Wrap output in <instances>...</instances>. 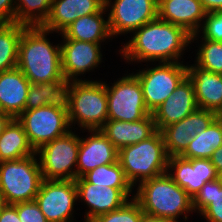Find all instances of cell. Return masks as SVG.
<instances>
[{
	"instance_id": "cell-1",
	"label": "cell",
	"mask_w": 222,
	"mask_h": 222,
	"mask_svg": "<svg viewBox=\"0 0 222 222\" xmlns=\"http://www.w3.org/2000/svg\"><path fill=\"white\" fill-rule=\"evenodd\" d=\"M133 35L119 50L127 62H180L186 46L192 44L191 34L184 28L159 18L135 30Z\"/></svg>"
},
{
	"instance_id": "cell-2",
	"label": "cell",
	"mask_w": 222,
	"mask_h": 222,
	"mask_svg": "<svg viewBox=\"0 0 222 222\" xmlns=\"http://www.w3.org/2000/svg\"><path fill=\"white\" fill-rule=\"evenodd\" d=\"M49 33L41 26L26 27L22 32L17 67L32 84L65 80L61 45H53Z\"/></svg>"
},
{
	"instance_id": "cell-3",
	"label": "cell",
	"mask_w": 222,
	"mask_h": 222,
	"mask_svg": "<svg viewBox=\"0 0 222 222\" xmlns=\"http://www.w3.org/2000/svg\"><path fill=\"white\" fill-rule=\"evenodd\" d=\"M133 198L145 214L155 217L177 221L184 215L187 220V213L194 211L192 198L167 173L139 183Z\"/></svg>"
},
{
	"instance_id": "cell-4",
	"label": "cell",
	"mask_w": 222,
	"mask_h": 222,
	"mask_svg": "<svg viewBox=\"0 0 222 222\" xmlns=\"http://www.w3.org/2000/svg\"><path fill=\"white\" fill-rule=\"evenodd\" d=\"M106 82L92 80L70 81L67 88L69 125L83 130H100L108 120Z\"/></svg>"
},
{
	"instance_id": "cell-5",
	"label": "cell",
	"mask_w": 222,
	"mask_h": 222,
	"mask_svg": "<svg viewBox=\"0 0 222 222\" xmlns=\"http://www.w3.org/2000/svg\"><path fill=\"white\" fill-rule=\"evenodd\" d=\"M168 159L169 156L159 130L149 138L118 151V161L126 179L133 187L137 185V182L141 183L166 173Z\"/></svg>"
},
{
	"instance_id": "cell-6",
	"label": "cell",
	"mask_w": 222,
	"mask_h": 222,
	"mask_svg": "<svg viewBox=\"0 0 222 222\" xmlns=\"http://www.w3.org/2000/svg\"><path fill=\"white\" fill-rule=\"evenodd\" d=\"M36 156L0 162V192L6 204L35 200L44 180Z\"/></svg>"
},
{
	"instance_id": "cell-7",
	"label": "cell",
	"mask_w": 222,
	"mask_h": 222,
	"mask_svg": "<svg viewBox=\"0 0 222 222\" xmlns=\"http://www.w3.org/2000/svg\"><path fill=\"white\" fill-rule=\"evenodd\" d=\"M17 120L22 124L28 141L35 151L42 145L66 135L69 125L67 106L45 105L24 110Z\"/></svg>"
},
{
	"instance_id": "cell-8",
	"label": "cell",
	"mask_w": 222,
	"mask_h": 222,
	"mask_svg": "<svg viewBox=\"0 0 222 222\" xmlns=\"http://www.w3.org/2000/svg\"><path fill=\"white\" fill-rule=\"evenodd\" d=\"M80 137L69 131L66 135L42 145L39 156L44 180H75Z\"/></svg>"
},
{
	"instance_id": "cell-9",
	"label": "cell",
	"mask_w": 222,
	"mask_h": 222,
	"mask_svg": "<svg viewBox=\"0 0 222 222\" xmlns=\"http://www.w3.org/2000/svg\"><path fill=\"white\" fill-rule=\"evenodd\" d=\"M142 87L147 109L153 113L187 76V65L182 62H160L134 74Z\"/></svg>"
},
{
	"instance_id": "cell-10",
	"label": "cell",
	"mask_w": 222,
	"mask_h": 222,
	"mask_svg": "<svg viewBox=\"0 0 222 222\" xmlns=\"http://www.w3.org/2000/svg\"><path fill=\"white\" fill-rule=\"evenodd\" d=\"M112 84H106L108 120L134 122L152 114L146 107L141 84L133 73Z\"/></svg>"
},
{
	"instance_id": "cell-11",
	"label": "cell",
	"mask_w": 222,
	"mask_h": 222,
	"mask_svg": "<svg viewBox=\"0 0 222 222\" xmlns=\"http://www.w3.org/2000/svg\"><path fill=\"white\" fill-rule=\"evenodd\" d=\"M105 0L112 36L133 33L158 18V0ZM111 7V8H110Z\"/></svg>"
},
{
	"instance_id": "cell-12",
	"label": "cell",
	"mask_w": 222,
	"mask_h": 222,
	"mask_svg": "<svg viewBox=\"0 0 222 222\" xmlns=\"http://www.w3.org/2000/svg\"><path fill=\"white\" fill-rule=\"evenodd\" d=\"M35 201L48 222L72 221L78 201L75 180H43Z\"/></svg>"
},
{
	"instance_id": "cell-13",
	"label": "cell",
	"mask_w": 222,
	"mask_h": 222,
	"mask_svg": "<svg viewBox=\"0 0 222 222\" xmlns=\"http://www.w3.org/2000/svg\"><path fill=\"white\" fill-rule=\"evenodd\" d=\"M77 197L81 198L89 207L85 213V222L95 217L117 210L123 206L130 197L133 188H112L87 182L83 177L75 179ZM83 200V201H82ZM91 209V210H90Z\"/></svg>"
},
{
	"instance_id": "cell-14",
	"label": "cell",
	"mask_w": 222,
	"mask_h": 222,
	"mask_svg": "<svg viewBox=\"0 0 222 222\" xmlns=\"http://www.w3.org/2000/svg\"><path fill=\"white\" fill-rule=\"evenodd\" d=\"M218 116L213 111L198 108L181 121L163 127L160 132L168 156H180L192 138L207 129Z\"/></svg>"
},
{
	"instance_id": "cell-15",
	"label": "cell",
	"mask_w": 222,
	"mask_h": 222,
	"mask_svg": "<svg viewBox=\"0 0 222 222\" xmlns=\"http://www.w3.org/2000/svg\"><path fill=\"white\" fill-rule=\"evenodd\" d=\"M166 173L192 199L206 182L218 179V172L210 159H186L181 156H171L168 159Z\"/></svg>"
},
{
	"instance_id": "cell-16",
	"label": "cell",
	"mask_w": 222,
	"mask_h": 222,
	"mask_svg": "<svg viewBox=\"0 0 222 222\" xmlns=\"http://www.w3.org/2000/svg\"><path fill=\"white\" fill-rule=\"evenodd\" d=\"M62 73L65 80L77 81L102 61L101 44L63 39L61 42ZM78 78V79H77Z\"/></svg>"
},
{
	"instance_id": "cell-17",
	"label": "cell",
	"mask_w": 222,
	"mask_h": 222,
	"mask_svg": "<svg viewBox=\"0 0 222 222\" xmlns=\"http://www.w3.org/2000/svg\"><path fill=\"white\" fill-rule=\"evenodd\" d=\"M206 15L200 0H158V18L184 28L191 42L198 39Z\"/></svg>"
},
{
	"instance_id": "cell-18",
	"label": "cell",
	"mask_w": 222,
	"mask_h": 222,
	"mask_svg": "<svg viewBox=\"0 0 222 222\" xmlns=\"http://www.w3.org/2000/svg\"><path fill=\"white\" fill-rule=\"evenodd\" d=\"M198 108L193 84L186 76L152 115L156 128L160 131L169 124L181 121Z\"/></svg>"
},
{
	"instance_id": "cell-19",
	"label": "cell",
	"mask_w": 222,
	"mask_h": 222,
	"mask_svg": "<svg viewBox=\"0 0 222 222\" xmlns=\"http://www.w3.org/2000/svg\"><path fill=\"white\" fill-rule=\"evenodd\" d=\"M89 137H80L76 178L101 165L118 161V150L101 130H88Z\"/></svg>"
},
{
	"instance_id": "cell-20",
	"label": "cell",
	"mask_w": 222,
	"mask_h": 222,
	"mask_svg": "<svg viewBox=\"0 0 222 222\" xmlns=\"http://www.w3.org/2000/svg\"><path fill=\"white\" fill-rule=\"evenodd\" d=\"M105 0H53L50 14L41 26L60 34L79 17L100 12Z\"/></svg>"
},
{
	"instance_id": "cell-21",
	"label": "cell",
	"mask_w": 222,
	"mask_h": 222,
	"mask_svg": "<svg viewBox=\"0 0 222 222\" xmlns=\"http://www.w3.org/2000/svg\"><path fill=\"white\" fill-rule=\"evenodd\" d=\"M198 107L222 116V74L204 70L196 64L187 65Z\"/></svg>"
},
{
	"instance_id": "cell-22",
	"label": "cell",
	"mask_w": 222,
	"mask_h": 222,
	"mask_svg": "<svg viewBox=\"0 0 222 222\" xmlns=\"http://www.w3.org/2000/svg\"><path fill=\"white\" fill-rule=\"evenodd\" d=\"M100 130L119 151L123 147L149 138L157 131V128L153 115L149 114L134 122L107 120Z\"/></svg>"
},
{
	"instance_id": "cell-23",
	"label": "cell",
	"mask_w": 222,
	"mask_h": 222,
	"mask_svg": "<svg viewBox=\"0 0 222 222\" xmlns=\"http://www.w3.org/2000/svg\"><path fill=\"white\" fill-rule=\"evenodd\" d=\"M29 80L18 67L0 73V111L17 118L24 110Z\"/></svg>"
},
{
	"instance_id": "cell-24",
	"label": "cell",
	"mask_w": 222,
	"mask_h": 222,
	"mask_svg": "<svg viewBox=\"0 0 222 222\" xmlns=\"http://www.w3.org/2000/svg\"><path fill=\"white\" fill-rule=\"evenodd\" d=\"M105 12H107L106 7L100 12L79 17L59 35H61L63 39L101 44L106 39L113 38L110 32L108 18L107 20L103 18Z\"/></svg>"
},
{
	"instance_id": "cell-25",
	"label": "cell",
	"mask_w": 222,
	"mask_h": 222,
	"mask_svg": "<svg viewBox=\"0 0 222 222\" xmlns=\"http://www.w3.org/2000/svg\"><path fill=\"white\" fill-rule=\"evenodd\" d=\"M36 154L22 124L13 118L0 135V162L17 160Z\"/></svg>"
},
{
	"instance_id": "cell-26",
	"label": "cell",
	"mask_w": 222,
	"mask_h": 222,
	"mask_svg": "<svg viewBox=\"0 0 222 222\" xmlns=\"http://www.w3.org/2000/svg\"><path fill=\"white\" fill-rule=\"evenodd\" d=\"M68 80L49 81L30 84L25 110L40 108L45 105L67 106Z\"/></svg>"
},
{
	"instance_id": "cell-27",
	"label": "cell",
	"mask_w": 222,
	"mask_h": 222,
	"mask_svg": "<svg viewBox=\"0 0 222 222\" xmlns=\"http://www.w3.org/2000/svg\"><path fill=\"white\" fill-rule=\"evenodd\" d=\"M222 145V116H218L207 129L197 133L180 155L186 159H209Z\"/></svg>"
},
{
	"instance_id": "cell-28",
	"label": "cell",
	"mask_w": 222,
	"mask_h": 222,
	"mask_svg": "<svg viewBox=\"0 0 222 222\" xmlns=\"http://www.w3.org/2000/svg\"><path fill=\"white\" fill-rule=\"evenodd\" d=\"M192 207L207 222H222V183L218 179L206 182L192 199Z\"/></svg>"
},
{
	"instance_id": "cell-29",
	"label": "cell",
	"mask_w": 222,
	"mask_h": 222,
	"mask_svg": "<svg viewBox=\"0 0 222 222\" xmlns=\"http://www.w3.org/2000/svg\"><path fill=\"white\" fill-rule=\"evenodd\" d=\"M27 26L0 23V73L17 67L19 42Z\"/></svg>"
},
{
	"instance_id": "cell-30",
	"label": "cell",
	"mask_w": 222,
	"mask_h": 222,
	"mask_svg": "<svg viewBox=\"0 0 222 222\" xmlns=\"http://www.w3.org/2000/svg\"><path fill=\"white\" fill-rule=\"evenodd\" d=\"M53 0H15V23L42 26L50 14Z\"/></svg>"
},
{
	"instance_id": "cell-31",
	"label": "cell",
	"mask_w": 222,
	"mask_h": 222,
	"mask_svg": "<svg viewBox=\"0 0 222 222\" xmlns=\"http://www.w3.org/2000/svg\"><path fill=\"white\" fill-rule=\"evenodd\" d=\"M87 182L112 188H134L126 179L119 161L101 165L82 176Z\"/></svg>"
},
{
	"instance_id": "cell-32",
	"label": "cell",
	"mask_w": 222,
	"mask_h": 222,
	"mask_svg": "<svg viewBox=\"0 0 222 222\" xmlns=\"http://www.w3.org/2000/svg\"><path fill=\"white\" fill-rule=\"evenodd\" d=\"M199 50L196 54V64L198 67L222 74V42L201 38Z\"/></svg>"
},
{
	"instance_id": "cell-33",
	"label": "cell",
	"mask_w": 222,
	"mask_h": 222,
	"mask_svg": "<svg viewBox=\"0 0 222 222\" xmlns=\"http://www.w3.org/2000/svg\"><path fill=\"white\" fill-rule=\"evenodd\" d=\"M142 211L139 203L133 198L117 210L95 217L90 222H140Z\"/></svg>"
},
{
	"instance_id": "cell-34",
	"label": "cell",
	"mask_w": 222,
	"mask_h": 222,
	"mask_svg": "<svg viewBox=\"0 0 222 222\" xmlns=\"http://www.w3.org/2000/svg\"><path fill=\"white\" fill-rule=\"evenodd\" d=\"M200 30L204 39L222 42V10L207 13Z\"/></svg>"
},
{
	"instance_id": "cell-35",
	"label": "cell",
	"mask_w": 222,
	"mask_h": 222,
	"mask_svg": "<svg viewBox=\"0 0 222 222\" xmlns=\"http://www.w3.org/2000/svg\"><path fill=\"white\" fill-rule=\"evenodd\" d=\"M21 222H48L35 200L13 205Z\"/></svg>"
},
{
	"instance_id": "cell-36",
	"label": "cell",
	"mask_w": 222,
	"mask_h": 222,
	"mask_svg": "<svg viewBox=\"0 0 222 222\" xmlns=\"http://www.w3.org/2000/svg\"><path fill=\"white\" fill-rule=\"evenodd\" d=\"M15 20V0H0V23H13Z\"/></svg>"
},
{
	"instance_id": "cell-37",
	"label": "cell",
	"mask_w": 222,
	"mask_h": 222,
	"mask_svg": "<svg viewBox=\"0 0 222 222\" xmlns=\"http://www.w3.org/2000/svg\"><path fill=\"white\" fill-rule=\"evenodd\" d=\"M0 222H21L17 209L13 205L7 204L1 211Z\"/></svg>"
},
{
	"instance_id": "cell-38",
	"label": "cell",
	"mask_w": 222,
	"mask_h": 222,
	"mask_svg": "<svg viewBox=\"0 0 222 222\" xmlns=\"http://www.w3.org/2000/svg\"><path fill=\"white\" fill-rule=\"evenodd\" d=\"M207 13L222 10V0H200Z\"/></svg>"
},
{
	"instance_id": "cell-39",
	"label": "cell",
	"mask_w": 222,
	"mask_h": 222,
	"mask_svg": "<svg viewBox=\"0 0 222 222\" xmlns=\"http://www.w3.org/2000/svg\"><path fill=\"white\" fill-rule=\"evenodd\" d=\"M209 159L215 166L217 172L222 170V145L213 152Z\"/></svg>"
},
{
	"instance_id": "cell-40",
	"label": "cell",
	"mask_w": 222,
	"mask_h": 222,
	"mask_svg": "<svg viewBox=\"0 0 222 222\" xmlns=\"http://www.w3.org/2000/svg\"><path fill=\"white\" fill-rule=\"evenodd\" d=\"M140 222H178L171 219L155 217L148 214L143 213L141 216Z\"/></svg>"
},
{
	"instance_id": "cell-41",
	"label": "cell",
	"mask_w": 222,
	"mask_h": 222,
	"mask_svg": "<svg viewBox=\"0 0 222 222\" xmlns=\"http://www.w3.org/2000/svg\"><path fill=\"white\" fill-rule=\"evenodd\" d=\"M12 119L10 115L0 111V135L4 132V129Z\"/></svg>"
},
{
	"instance_id": "cell-42",
	"label": "cell",
	"mask_w": 222,
	"mask_h": 222,
	"mask_svg": "<svg viewBox=\"0 0 222 222\" xmlns=\"http://www.w3.org/2000/svg\"><path fill=\"white\" fill-rule=\"evenodd\" d=\"M6 202H5V199H4V196L2 195V193L0 192V214H1V211L2 209L6 206Z\"/></svg>"
},
{
	"instance_id": "cell-43",
	"label": "cell",
	"mask_w": 222,
	"mask_h": 222,
	"mask_svg": "<svg viewBox=\"0 0 222 222\" xmlns=\"http://www.w3.org/2000/svg\"><path fill=\"white\" fill-rule=\"evenodd\" d=\"M218 180L222 183V170L218 172Z\"/></svg>"
}]
</instances>
